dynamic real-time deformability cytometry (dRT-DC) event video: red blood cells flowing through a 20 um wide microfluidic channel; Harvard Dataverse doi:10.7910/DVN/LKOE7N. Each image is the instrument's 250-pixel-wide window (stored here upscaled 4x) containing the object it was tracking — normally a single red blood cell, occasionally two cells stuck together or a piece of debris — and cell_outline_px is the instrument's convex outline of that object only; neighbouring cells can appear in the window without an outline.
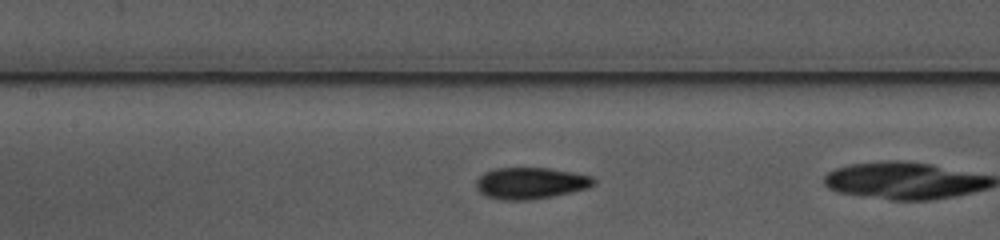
{"species": "common noctule bat (a hibernating species)", "species_latin": "Nyctalus noctula", "temperature_condition": "warm", "stored_images_in_passage": 24, "camera_frame_rate_fps": 3000, "um_per_image_px": 0.085, "animal": {"sex": "female", "body_mass_g": 10.0, "forearm_length_mm": 53.1}, "frame": {"image": 1, "passage_image": 8, "time_ms": 2.333, "image_size_px": [1000, 240], "cell_outline_px": [[596, 180], [588, 188], [552, 196], [528, 200], [500, 200], [484, 196], [476, 188], [476, 180], [484, 172], [492, 168], [548, 168], [572, 172], [592, 176]], "centroid_in_image_um": [45.05, 15.57], "position_along_channel_um": 162.4, "area_um2": 21.62}}
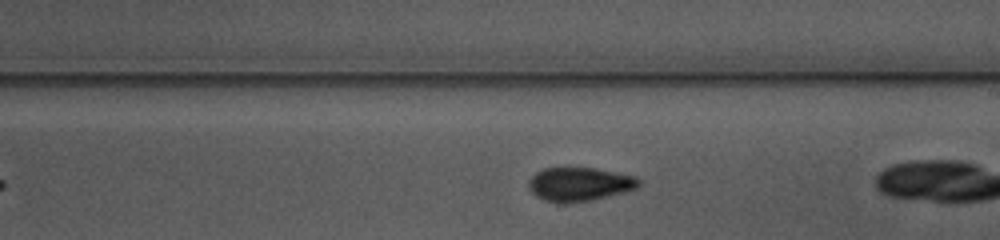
{"frame": {"image": 2, "passage_image": 14, "time_ms": 4.333, "image_size_px": [1000, 240], "cell_outline_px": [[640, 188], [592, 200], [544, 200], [536, 196], [528, 188], [528, 180], [536, 172], [544, 168], [596, 168], [636, 176], [640, 180]], "centroid_in_image_um": [49.3, 15.61], "position_along_channel_um": 239.7, "area_um2": 21.21}}
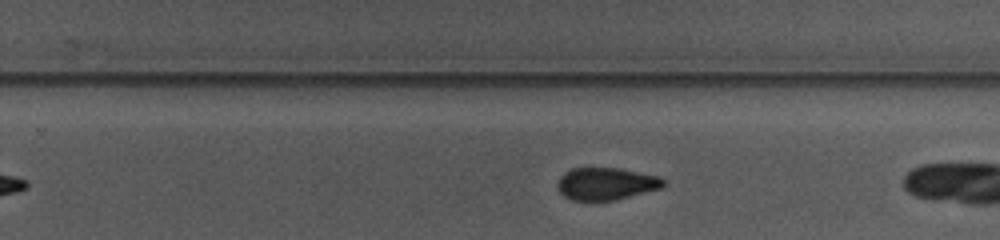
{"frame": {"image": 3, "passage_image": 17, "time_ms": 5.333, "image_size_px": [1000, 240], "cell_outline_px": [[664, 184], [660, 188], [612, 200], [572, 200], [564, 196], [560, 192], [560, 176], [564, 172], [572, 168], [620, 168], [660, 176], [664, 180]], "centroid_in_image_um": [51.53, 15.6], "position_along_channel_um": 278.3, "area_um2": 19.54}}